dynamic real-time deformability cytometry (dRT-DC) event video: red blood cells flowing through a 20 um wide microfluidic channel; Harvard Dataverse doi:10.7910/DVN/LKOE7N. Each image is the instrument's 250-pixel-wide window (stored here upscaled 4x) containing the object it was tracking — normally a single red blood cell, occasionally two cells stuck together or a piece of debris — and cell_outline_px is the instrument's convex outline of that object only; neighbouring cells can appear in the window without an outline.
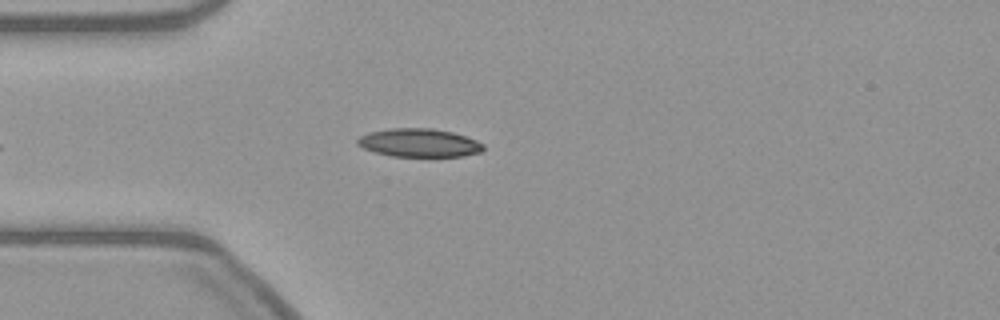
{"species": "common noctule bat (a hibernating species)", "species_latin": "Nyctalus noctula", "temperature_condition": "warm", "stored_images_in_passage": 39, "camera_frame_rate_fps": 3000, "um_per_image_px": 0.085, "animal": {"sex": "female", "body_mass_g": 21.9}, "frame": {"image": 1, "passage_image": 2, "time_ms": 0.333, "image_size_px": [1000, 320], "cell_outline_px": [[484, 148], [480, 152], [464, 156], [392, 156], [376, 152], [364, 148], [356, 144], [356, 140], [360, 136], [372, 132], [392, 128], [432, 128], [452, 132], [476, 140], [484, 144]], "centroid_in_image_um": [35.64, 12.14], "position_along_channel_um": 49.4, "area_um2": 20.58}}
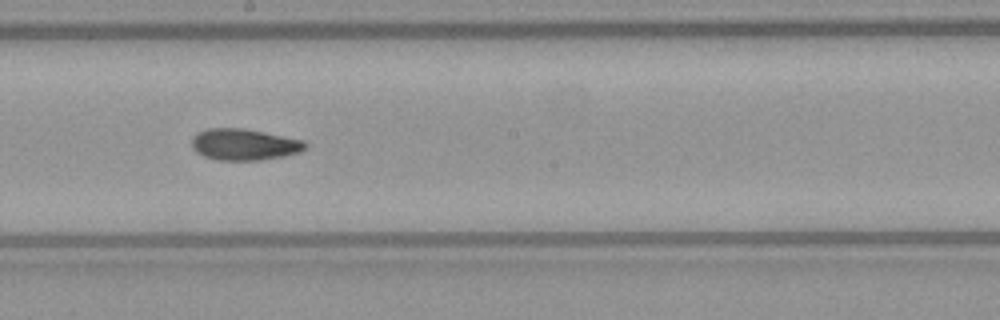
{"frame": {"image": 2, "passage_image": 17, "time_ms": 5.333, "image_size_px": [1000, 320], "cell_outline_px": [[308, 144], [300, 152], [284, 156], [260, 160], [216, 160], [204, 156], [196, 152], [192, 148], [192, 136], [196, 132], [208, 128], [244, 128], [304, 140]], "centroid_in_image_um": [20.73, 12.28], "position_along_channel_um": 227.5, "area_um2": 20.92}}
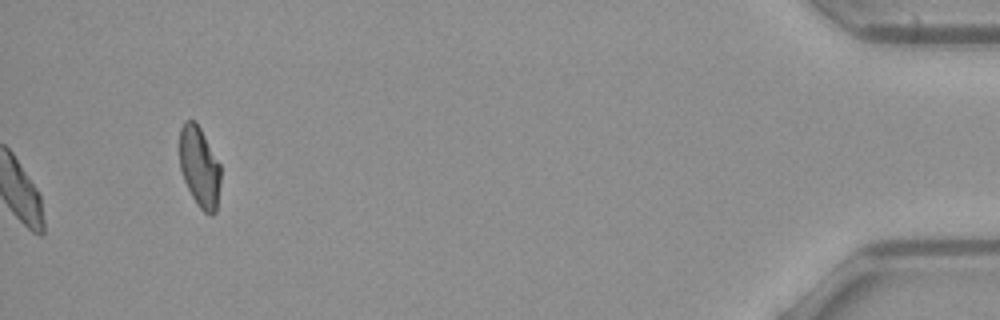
{"frame": {"image": 3, "passage_image": 39, "time_ms": 12.667, "image_size_px": [1000, 320], "cell_outline_px": [[220, 184], [216, 212], [212, 216], [208, 216], [196, 204], [184, 180], [180, 168], [180, 128], [184, 120], [196, 120], [220, 164]], "centroid_in_image_um": [16.96, 14.2], "position_along_channel_um": 418.2, "area_um2": 19.42}}